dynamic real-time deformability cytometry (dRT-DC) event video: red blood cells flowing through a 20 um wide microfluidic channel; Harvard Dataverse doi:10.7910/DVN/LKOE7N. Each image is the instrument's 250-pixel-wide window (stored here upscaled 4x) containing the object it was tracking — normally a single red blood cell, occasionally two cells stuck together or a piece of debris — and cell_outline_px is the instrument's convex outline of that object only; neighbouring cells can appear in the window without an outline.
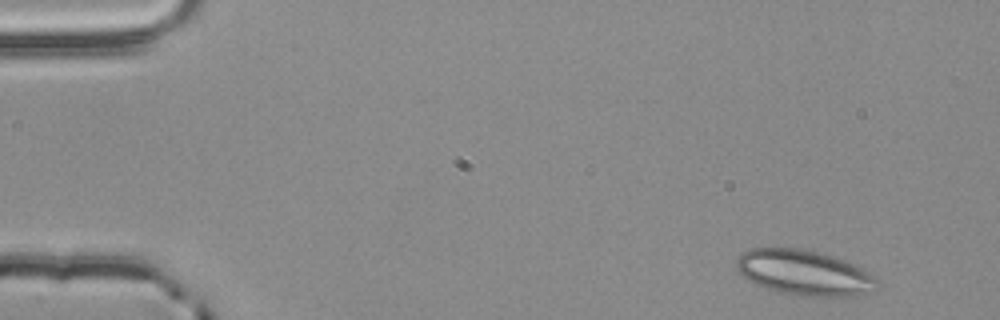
{"species": "common noctule bat (a hibernating species)", "species_latin": "Nyctalus noctula", "temperature_condition": "room temperature", "stored_images_in_passage": 3, "camera_frame_rate_fps": 3000, "um_per_image_px": 0.085, "animal": {"sex": "male", "body_mass_g": 20.4}, "frame": {"image": 1, "passage_image": 1, "time_ms": 0.0, "image_size_px": [1000, 320], "cell_outline_px": [[880, 288], [872, 292], [852, 296], [824, 300], [776, 292], [756, 284], [744, 276], [736, 268], [736, 260], [744, 252], [752, 248], [804, 248], [832, 256], [852, 264], [868, 272], [876, 280]], "centroid_in_image_um": [68.4, 23.23], "position_along_channel_um": 16.6, "area_um2": 37.69}}